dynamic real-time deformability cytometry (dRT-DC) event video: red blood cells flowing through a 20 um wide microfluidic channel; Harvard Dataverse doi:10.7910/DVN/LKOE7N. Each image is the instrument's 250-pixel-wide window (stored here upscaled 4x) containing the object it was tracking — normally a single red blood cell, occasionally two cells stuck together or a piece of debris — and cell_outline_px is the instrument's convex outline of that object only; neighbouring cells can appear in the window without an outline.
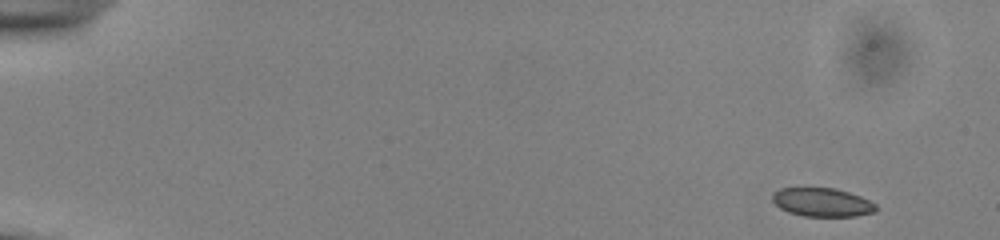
{"species": "common noctule bat (a hibernating species)", "species_latin": "Nyctalus noctula", "temperature_condition": "cold", "stored_images_in_passage": 51, "camera_frame_rate_fps": 3000, "um_per_image_px": 0.085, "animal": {"sex": "male", "body_mass_g": 13.0, "forearm_length_mm": 53.1}, "frame": {"image": 1, "passage_image": 1, "time_ms": 0.0, "image_size_px": [1000, 240], "cell_outline_px": [[876, 212], [856, 216], [804, 216], [788, 212], [780, 208], [772, 200], [772, 192], [780, 188], [836, 188], [860, 196], [876, 204]], "centroid_in_image_um": [69.87, 17.19], "position_along_channel_um": 15.1, "area_um2": 17.28}}
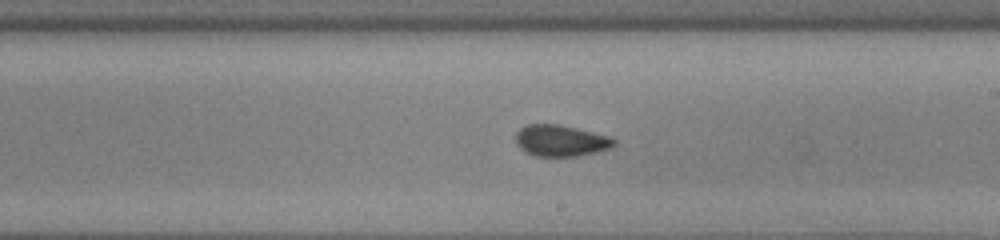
{"frame": {"image": 2, "passage_image": 30, "time_ms": 9.667, "image_size_px": [1000, 240], "cell_outline_px": [[616, 144], [612, 148], [596, 152], [576, 156], [536, 156], [524, 152], [516, 144], [516, 132], [520, 128], [528, 124], [556, 124], [576, 128], [608, 136], [616, 140]], "centroid_in_image_um": [47.65, 11.96], "position_along_channel_um": 241.4, "area_um2": 17.98}}
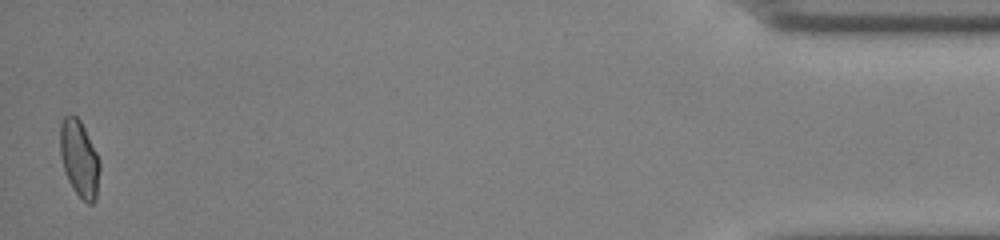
{"frame": {"image": 3, "passage_image": 51, "time_ms": 16.667, "image_size_px": [1000, 240], "cell_outline_px": [[100, 168], [96, 200], [92, 204], [88, 204], [72, 188], [68, 180], [60, 156], [60, 124], [64, 116], [68, 112], [76, 116], [80, 120], [100, 160]], "centroid_in_image_um": [6.74, 13.46], "position_along_channel_um": 428.5, "area_um2": 17.74}, "authors_computed_cell_mechanics": {"area_um2": 17.918, "velocity_mm_per_s": 3.8322, "shape_relaxation_time_tau1_ms": 2.735, "shape_relaxation_time_tau2_ms": 1.9298, "deformation_change_tau1": 0.0621, "deformation_change_tau2": 0.0472}}